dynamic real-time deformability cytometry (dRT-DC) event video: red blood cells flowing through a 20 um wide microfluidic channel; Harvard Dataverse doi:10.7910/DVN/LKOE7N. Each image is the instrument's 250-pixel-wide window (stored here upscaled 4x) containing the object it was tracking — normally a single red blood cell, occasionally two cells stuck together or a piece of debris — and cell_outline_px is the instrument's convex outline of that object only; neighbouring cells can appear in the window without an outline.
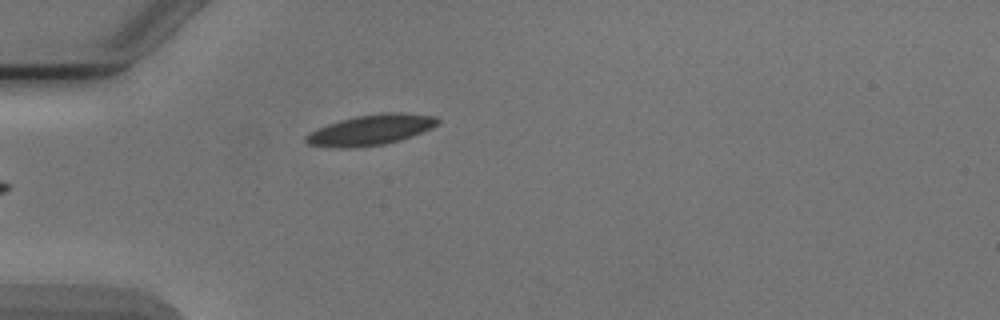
{"species": "Egyptian fruit bat (a non-hibernating species)", "species_latin": "Rousettus aegyptiacus", "temperature_condition": "cold", "stored_images_in_passage": 6, "camera_frame_rate_fps": 3000, "um_per_image_px": 0.085, "animal": {"sex": "male"}, "frame": {"image": 1, "passage_image": 6, "time_ms": 6.0, "image_size_px": [1000, 320], "cell_outline_px": [[440, 120], [432, 128], [412, 136], [400, 140], [384, 144], [348, 148], [340, 148], [308, 144], [304, 140], [304, 136], [316, 128], [340, 120], [356, 116], [384, 112], [400, 112], [436, 116]], "centroid_in_image_um": [31.51, 11.03], "position_along_channel_um": 53.5, "area_um2": 23.35}}